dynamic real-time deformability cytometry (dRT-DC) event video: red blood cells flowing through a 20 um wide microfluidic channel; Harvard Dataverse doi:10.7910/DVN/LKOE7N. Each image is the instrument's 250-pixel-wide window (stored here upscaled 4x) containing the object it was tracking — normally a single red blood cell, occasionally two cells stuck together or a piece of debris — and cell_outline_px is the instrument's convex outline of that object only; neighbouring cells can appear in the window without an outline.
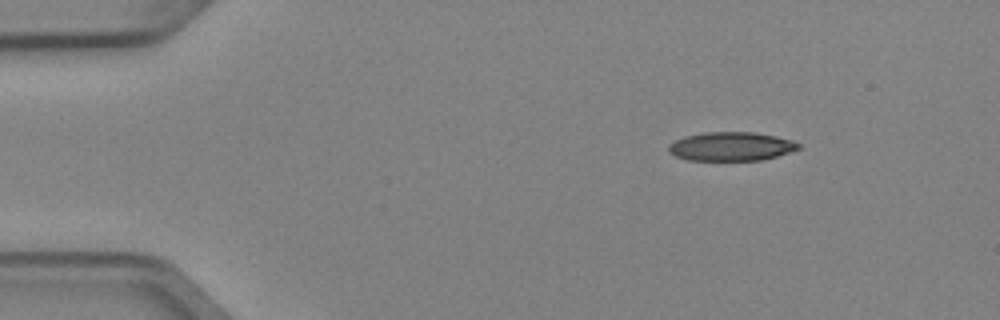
{"species": "Egyptian fruit bat (a non-hibernating species)", "species_latin": "Rousettus aegyptiacus", "temperature_condition": "cold", "stored_images_in_passage": 6, "segment_of_instrument_passage": [2, 2], "camera_frame_rate_fps": 3000, "um_per_image_px": 0.085, "animal": {"sex": "female"}, "frame": {"image": 1, "passage_image": 6, "time_ms": 1.667, "image_size_px": [1000, 320], "cell_outline_px": [[800, 148], [792, 152], [764, 160], [688, 160], [676, 156], [668, 152], [668, 144], [684, 136], [704, 132], [756, 132], [776, 136], [792, 140], [800, 144]], "centroid_in_image_um": [62.16, 12.44], "position_along_channel_um": 22.8, "area_um2": 22.02}}